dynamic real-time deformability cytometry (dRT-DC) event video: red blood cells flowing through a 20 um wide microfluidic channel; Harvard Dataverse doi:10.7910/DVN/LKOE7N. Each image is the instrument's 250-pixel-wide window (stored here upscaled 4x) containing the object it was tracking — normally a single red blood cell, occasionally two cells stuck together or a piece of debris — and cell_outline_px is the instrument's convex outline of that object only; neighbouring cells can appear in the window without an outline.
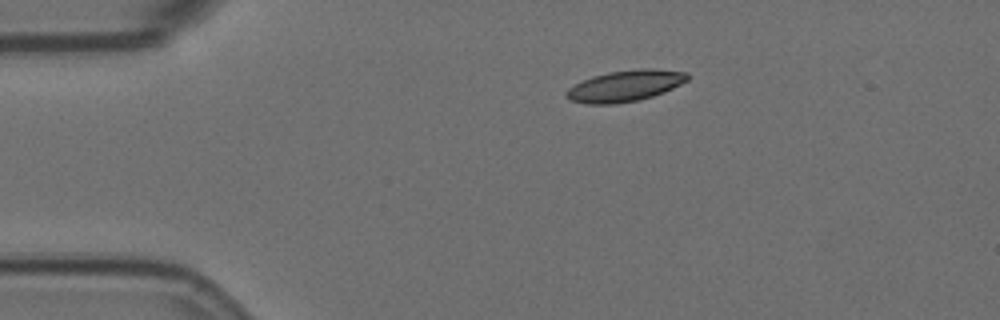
{"species": "Egyptian fruit bat (a non-hibernating species)", "species_latin": "Rousettus aegyptiacus", "temperature_condition": "room temperature", "stored_images_in_passage": 47, "camera_frame_rate_fps": 3000, "um_per_image_px": 0.085, "animal": {"sex": "female"}, "frame": {"image": 1, "passage_image": 1, "time_ms": 0.0, "image_size_px": [1000, 320], "cell_outline_px": [[688, 80], [664, 92], [652, 96], [636, 100], [616, 104], [584, 104], [572, 100], [564, 96], [564, 92], [568, 88], [592, 76], [608, 72], [640, 68], [652, 68], [688, 72]], "centroid_in_image_um": [53.12, 7.29], "position_along_channel_um": 31.9, "area_um2": 22.02}}
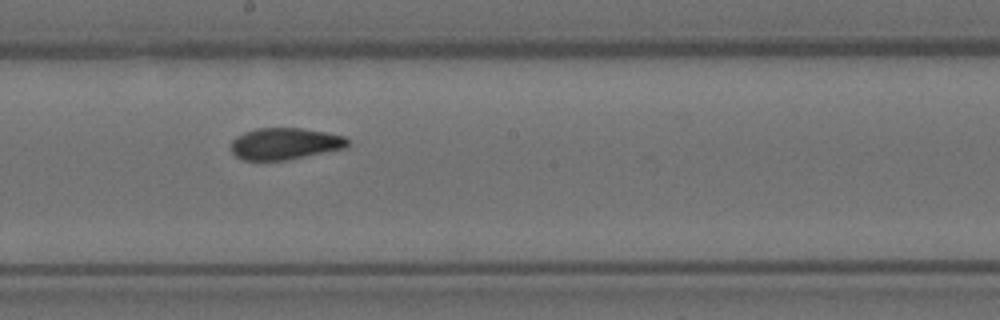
{"frame": {"image": 2, "passage_image": 21, "time_ms": 6.667, "image_size_px": [1000, 320], "cell_outline_px": [[348, 148], [288, 160], [244, 160], [236, 156], [232, 152], [232, 140], [236, 136], [244, 132], [256, 128], [300, 128], [328, 132], [344, 136], [348, 140]], "centroid_in_image_um": [24.25, 12.21], "position_along_channel_um": 224.0, "area_um2": 21.73}}
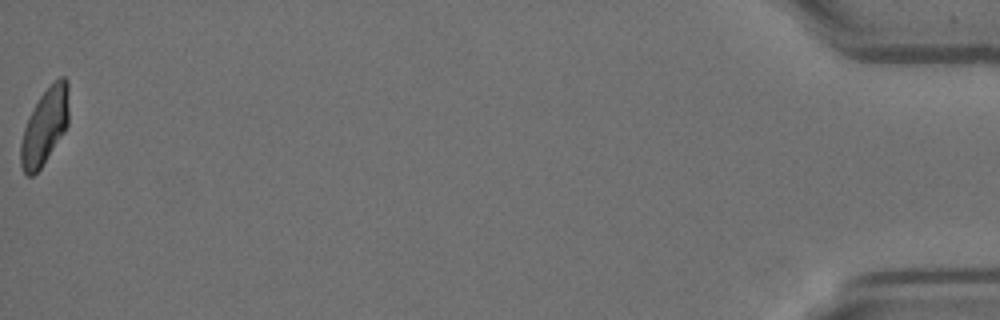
{"frame": {"image": 3, "passage_image": 47, "time_ms": 15.333, "image_size_px": [1000, 320], "cell_outline_px": [[68, 124], [64, 132], [40, 168], [32, 176], [28, 176], [24, 172], [20, 164], [20, 144], [24, 128], [40, 96], [60, 76], [64, 76], [68, 80]], "centroid_in_image_um": [3.81, 10.75], "position_along_channel_um": 431.4, "area_um2": 20.87}, "authors_computed_cell_mechanics": {"area_um2": 21.9062, "velocity_mm_per_s": 3.5748, "shape_relaxation_time_tau1_ms": null, "shape_relaxation_time_tau2_ms": 1.5314, "deformation_change_tau1": null, "deformation_change_tau2": 0.0724}}